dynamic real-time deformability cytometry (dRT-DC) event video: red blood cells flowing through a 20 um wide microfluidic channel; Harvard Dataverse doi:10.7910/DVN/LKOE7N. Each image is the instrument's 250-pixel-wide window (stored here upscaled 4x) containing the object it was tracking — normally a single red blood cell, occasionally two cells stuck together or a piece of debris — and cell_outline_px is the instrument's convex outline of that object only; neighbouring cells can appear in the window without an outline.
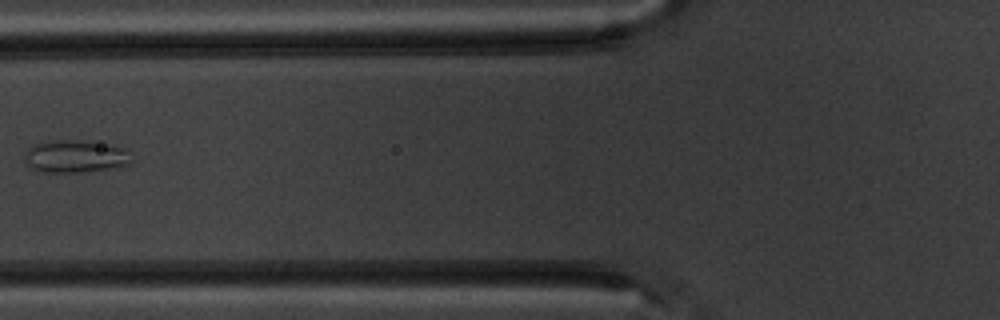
{"species": "common noctule bat (a hibernating species)", "species_latin": "Nyctalus noctula", "temperature_condition": "warm", "stored_images_in_passage": 7, "camera_frame_rate_fps": 3000, "um_per_image_px": 0.085, "animal": {"sex": "male", "body_mass_g": 20.1, "forearm_length_mm": 53.5}, "frame": {"image": 1, "passage_image": 7, "time_ms": 7.0, "image_size_px": [1000, 320], "cell_outline_px": [[132, 164], [108, 168], [76, 172], [40, 172], [32, 168], [28, 164], [28, 148], [32, 144], [56, 140], [84, 140], [128, 148], [132, 160]], "centroid_in_image_um": [6.47, 13.28], "position_along_channel_um": 119.3, "area_um2": 20.06}}